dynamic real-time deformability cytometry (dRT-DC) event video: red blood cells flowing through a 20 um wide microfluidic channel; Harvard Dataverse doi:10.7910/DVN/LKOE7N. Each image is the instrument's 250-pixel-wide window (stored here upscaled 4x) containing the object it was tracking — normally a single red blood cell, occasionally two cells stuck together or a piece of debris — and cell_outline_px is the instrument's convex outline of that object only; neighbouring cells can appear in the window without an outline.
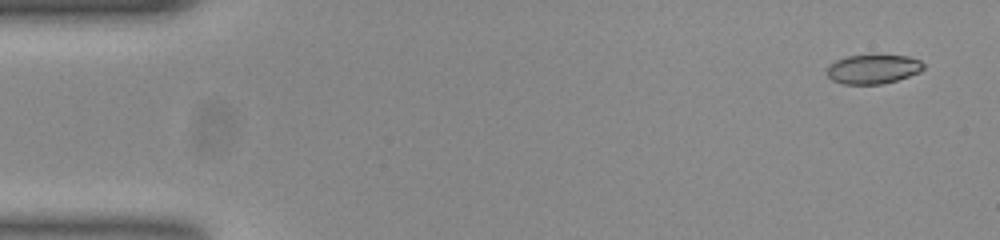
{"species": "common noctule bat (a hibernating species)", "species_latin": "Nyctalus noctula", "temperature_condition": "room temperature", "stored_images_in_passage": 53, "camera_frame_rate_fps": 3000, "um_per_image_px": 0.085, "animal": {"sex": "female", "body_mass_g": 23.0, "forearm_length_mm": 53.4}, "frame": {"image": 1, "passage_image": 3, "time_ms": 0.667, "image_size_px": [1000, 240], "cell_outline_px": [[924, 68], [920, 72], [896, 80], [880, 84], [844, 84], [832, 80], [828, 76], [828, 64], [836, 60], [848, 56], [908, 56], [920, 60], [924, 64]], "centroid_in_image_um": [74.21, 5.88], "position_along_channel_um": 10.8, "area_um2": 16.18}}
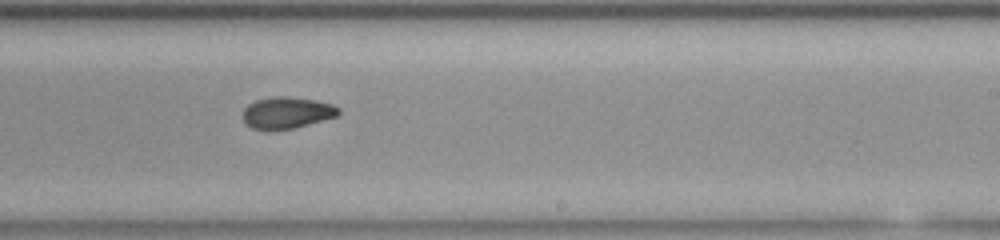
{"frame": {"image": 2, "passage_image": 32, "time_ms": 10.333, "image_size_px": [1000, 240], "cell_outline_px": [[340, 112], [336, 116], [292, 128], [252, 128], [244, 120], [244, 108], [248, 104], [256, 100], [276, 96], [288, 96], [316, 100], [332, 104], [340, 108]], "centroid_in_image_um": [24.41, 9.54], "position_along_channel_um": 264.6, "area_um2": 17.05}}
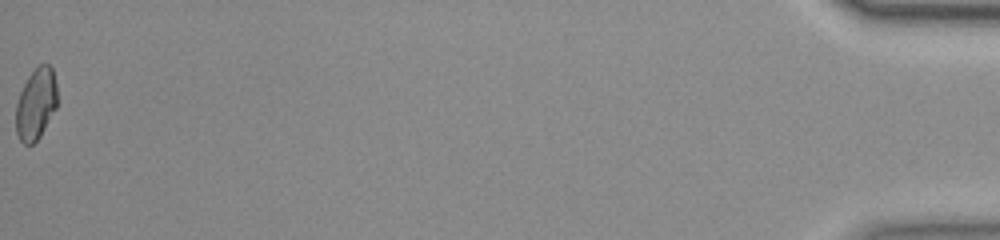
{"frame": {"image": 3, "passage_image": 53, "time_ms": 17.333, "image_size_px": [1000, 240], "cell_outline_px": [[56, 108], [40, 136], [32, 144], [24, 144], [20, 140], [16, 132], [16, 104], [20, 92], [28, 76], [40, 64], [48, 64], [52, 68], [56, 84]], "centroid_in_image_um": [3.05, 8.84], "position_along_channel_um": 432.2, "area_um2": 16.99}, "authors_computed_cell_mechanics": {"area_um2": 17.7446, "velocity_mm_per_s": 3.9023, "shape_relaxation_time_tau1_ms": 5.3363, "shape_relaxation_time_tau2_ms": 3.7604, "deformation_change_tau1": 0.1255, "deformation_change_tau2": 0.0735}}